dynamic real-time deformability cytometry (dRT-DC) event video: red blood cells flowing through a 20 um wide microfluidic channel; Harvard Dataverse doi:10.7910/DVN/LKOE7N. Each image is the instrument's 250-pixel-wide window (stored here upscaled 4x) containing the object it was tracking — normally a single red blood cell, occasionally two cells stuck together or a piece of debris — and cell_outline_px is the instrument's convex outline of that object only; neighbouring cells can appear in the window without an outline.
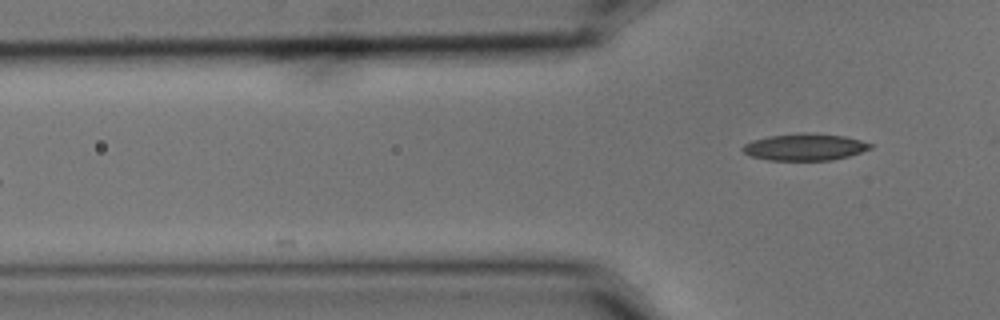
{"species": "common noctule bat (a hibernating species)", "species_latin": "Nyctalus noctula", "temperature_condition": "cold", "stored_images_in_passage": 7, "camera_frame_rate_fps": 3000, "um_per_image_px": 0.085, "animal": {"sex": "male", "body_mass_g": 15.6}, "frame": {"image": 1, "passage_image": 7, "time_ms": 2.0, "image_size_px": [1000, 320], "cell_outline_px": [[872, 148], [848, 156], [832, 160], [768, 160], [752, 156], [744, 152], [740, 148], [744, 144], [752, 140], [768, 136], [800, 132], [804, 132], [844, 136], [860, 140], [872, 144]], "centroid_in_image_um": [68.38, 12.49], "position_along_channel_um": 57.4, "area_um2": 19.94}}